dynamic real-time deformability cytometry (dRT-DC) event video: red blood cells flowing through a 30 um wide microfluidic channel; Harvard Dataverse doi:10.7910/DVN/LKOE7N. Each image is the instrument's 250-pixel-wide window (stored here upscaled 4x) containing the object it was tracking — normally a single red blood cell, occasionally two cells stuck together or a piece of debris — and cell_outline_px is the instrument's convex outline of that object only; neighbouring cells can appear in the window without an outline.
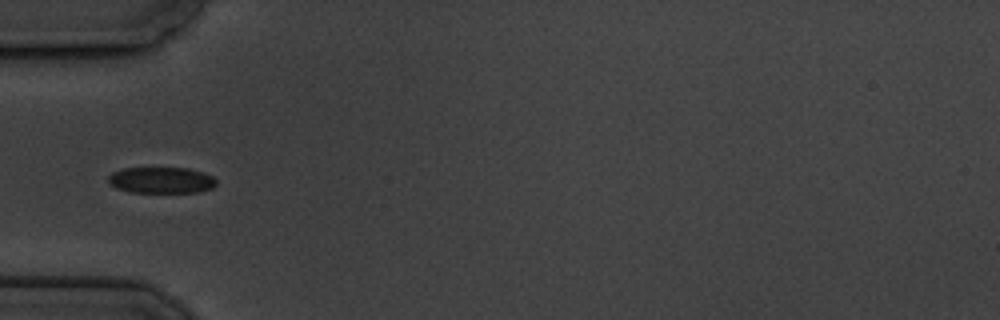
{"species": "common noctule bat (a hibernating species)", "species_latin": "Nyctalus noctula", "temperature_condition": "cold", "stored_images_in_passage": 10, "camera_frame_rate_fps": 3000, "um_per_image_px": 0.085, "animal": {"sex": "male", "body_mass_g": 19.5, "forearm_length_mm": 54.6}, "frame": {"image": 1, "passage_image": 5, "time_ms": 5.667, "image_size_px": [1000, 320], "cell_outline_px": [[216, 184], [212, 188], [200, 192], [132, 192], [116, 188], [108, 184], [108, 176], [112, 172], [124, 168], [188, 168], [212, 176], [216, 180]], "centroid_in_image_um": [13.68, 15.32], "position_along_channel_um": 71.3, "area_um2": 16.47}}
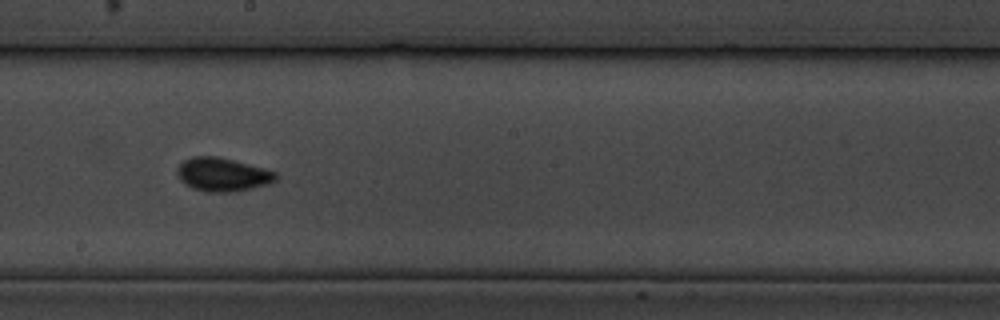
{"frame": {"image": 2, "passage_image": 9, "time_ms": 10.333, "image_size_px": [1000, 320], "cell_outline_px": [[280, 176], [276, 180], [268, 184], [252, 188], [232, 192], [204, 192], [192, 188], [184, 184], [180, 180], [176, 172], [176, 168], [184, 160], [192, 156], [216, 156], [264, 168], [276, 172]], "centroid_in_image_um": [18.9, 14.84], "position_along_channel_um": 229.3, "area_um2": 19.42}}
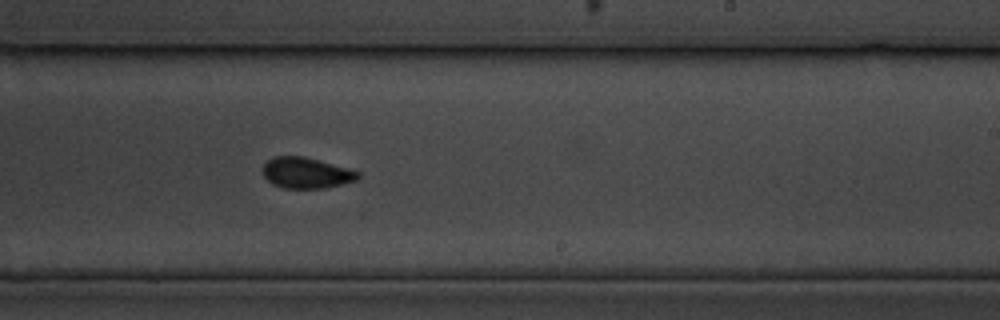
{"frame": {"image": 3, "passage_image": 10, "time_ms": 11.333, "image_size_px": [1000, 320], "cell_outline_px": [[360, 180], [328, 188], [284, 188], [272, 184], [264, 176], [264, 164], [272, 156], [304, 156], [348, 168], [360, 172]], "centroid_in_image_um": [26.08, 14.7], "position_along_channel_um": 262.9, "area_um2": 17.28}}